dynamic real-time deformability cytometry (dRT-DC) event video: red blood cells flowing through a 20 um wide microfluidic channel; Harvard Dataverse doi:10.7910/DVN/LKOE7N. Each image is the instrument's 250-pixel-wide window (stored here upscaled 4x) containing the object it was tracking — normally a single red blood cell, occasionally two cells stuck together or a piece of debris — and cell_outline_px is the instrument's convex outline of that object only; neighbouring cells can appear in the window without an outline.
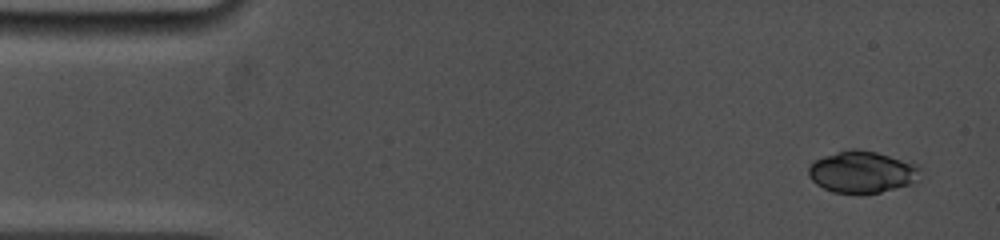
{"species": "common noctule bat (a hibernating species)", "species_latin": "Nyctalus noctula", "temperature_condition": "cold", "stored_images_in_passage": 4, "camera_frame_rate_fps": 5000, "um_per_image_px": 0.085, "animal": {"sex": "female", "body_mass_g": 19.0, "forearm_length_mm": 53.3}, "frame": {"image": 1, "passage_image": 1, "time_ms": 0.0, "image_size_px": [1000, 240], "cell_outline_px": [[920, 168], [912, 180], [908, 184], [880, 192], [832, 192], [816, 184], [808, 176], [808, 164], [824, 156], [852, 148], [856, 148], [876, 152], [916, 164]], "centroid_in_image_um": [73.18, 14.59], "position_along_channel_um": 11.8, "area_um2": 26.41}}
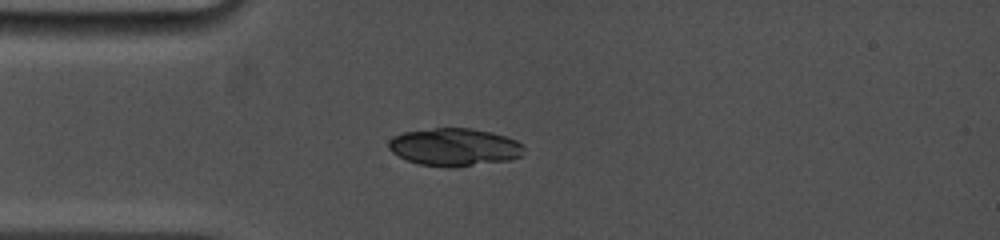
{"frame": {"image": 2, "passage_image": 4, "time_ms": 3.4, "image_size_px": [1000, 240], "cell_outline_px": [[524, 148], [520, 156], [512, 160], [452, 168], [448, 168], [420, 164], [408, 160], [392, 152], [388, 148], [388, 140], [392, 136], [404, 132], [436, 128], [472, 128], [492, 132], [516, 140], [524, 144]], "centroid_in_image_um": [38.64, 12.51], "position_along_channel_um": 46.4, "area_um2": 29.94}}